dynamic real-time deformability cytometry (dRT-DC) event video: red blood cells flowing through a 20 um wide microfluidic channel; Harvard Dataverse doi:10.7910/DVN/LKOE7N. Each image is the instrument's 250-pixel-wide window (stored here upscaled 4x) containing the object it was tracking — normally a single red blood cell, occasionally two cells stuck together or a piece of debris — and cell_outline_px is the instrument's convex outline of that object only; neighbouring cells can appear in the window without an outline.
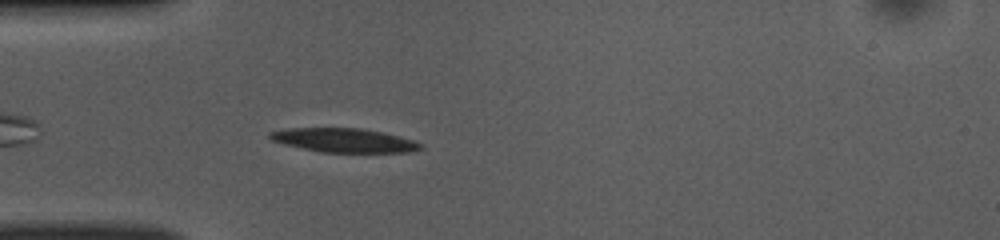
{"species": "common noctule bat (a hibernating species)", "species_latin": "Nyctalus noctula", "temperature_condition": "room temperature", "stored_images_in_passage": 38, "camera_frame_rate_fps": 3000, "um_per_image_px": 0.085, "animal": {"sex": "female", "body_mass_g": 10.0, "forearm_length_mm": 53.1}, "frame": {"image": 1, "passage_image": 1, "time_ms": 0.0, "image_size_px": [1000, 240], "cell_outline_px": [[424, 144], [420, 148], [408, 152], [324, 152], [284, 144], [272, 140], [268, 136], [268, 132], [288, 128], [360, 128], [380, 132], [412, 140]], "centroid_in_image_um": [29.2, 11.92], "position_along_channel_um": 55.8, "area_um2": 20.63}}
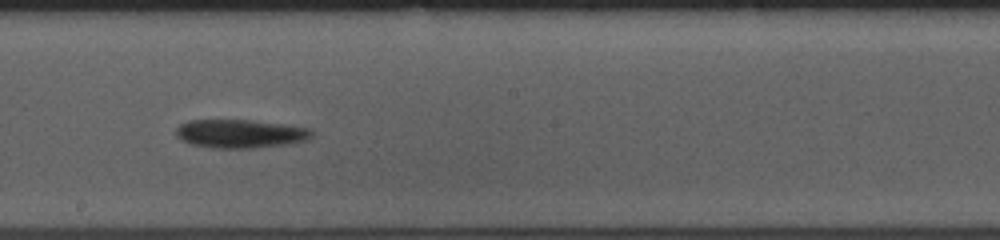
{"frame": {"image": 2, "passage_image": 15, "time_ms": 4.667, "image_size_px": [1000, 240], "cell_outline_px": [[312, 136], [304, 140], [288, 144], [252, 148], [216, 148], [192, 144], [180, 140], [176, 136], [176, 128], [180, 124], [188, 120], [252, 120], [284, 124], [312, 128]], "centroid_in_image_um": [20.41, 11.35], "position_along_channel_um": 227.8, "area_um2": 22.6}}
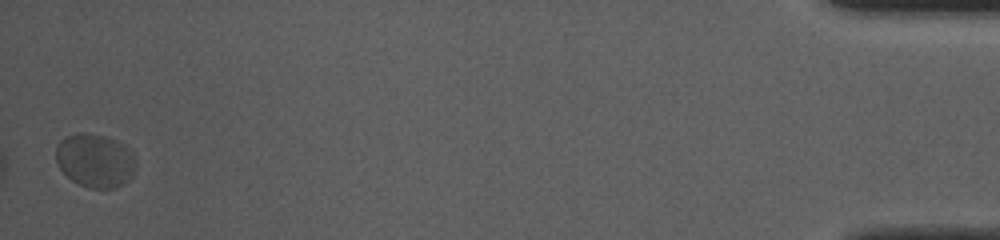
{"frame": {"image": 3, "passage_image": 38, "time_ms": 12.333, "image_size_px": [1000, 240], "cell_outline_px": [[136, 168], [132, 176], [124, 184], [116, 188], [88, 188], [72, 180], [56, 164], [56, 144], [60, 140], [68, 136], [80, 132], [84, 132], [108, 136], [124, 144], [132, 152], [136, 164]], "centroid_in_image_um": [8.1, 13.63], "position_along_channel_um": 427.1, "area_um2": 25.26}, "authors_computed_cell_mechanics": {"area_um2": 22.0218, "velocity_mm_per_s": 3.7983, "shape_relaxation_time_tau1_ms": null, "shape_relaxation_time_tau2_ms": 10.7642, "deformation_change_tau1": null, "deformation_change_tau2": 0.0984}}